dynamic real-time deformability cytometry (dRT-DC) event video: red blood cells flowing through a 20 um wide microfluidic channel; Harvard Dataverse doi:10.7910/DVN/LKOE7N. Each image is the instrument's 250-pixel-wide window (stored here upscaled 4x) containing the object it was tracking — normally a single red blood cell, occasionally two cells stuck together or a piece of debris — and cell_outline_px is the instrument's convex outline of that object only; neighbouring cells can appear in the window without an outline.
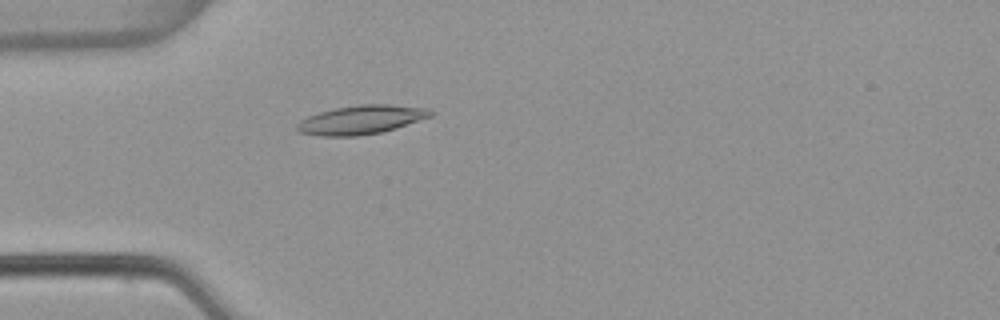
{"species": "common noctule bat (a hibernating species)", "species_latin": "Nyctalus noctula", "temperature_condition": "warm", "stored_images_in_passage": 4, "camera_frame_rate_fps": 3000, "um_per_image_px": 0.085, "animal": {"sex": "female", "body_mass_g": 22.7, "forearm_length_mm": 54.2}, "frame": {"image": 1, "passage_image": 4, "time_ms": 1.0, "image_size_px": [1000, 320], "cell_outline_px": [[432, 116], [396, 128], [380, 132], [356, 136], [320, 136], [300, 132], [296, 128], [296, 124], [300, 120], [308, 116], [320, 112], [336, 108], [360, 104], [388, 104], [428, 108], [432, 112]], "centroid_in_image_um": [30.69, 10.17], "position_along_channel_um": 54.3, "area_um2": 22.31}}